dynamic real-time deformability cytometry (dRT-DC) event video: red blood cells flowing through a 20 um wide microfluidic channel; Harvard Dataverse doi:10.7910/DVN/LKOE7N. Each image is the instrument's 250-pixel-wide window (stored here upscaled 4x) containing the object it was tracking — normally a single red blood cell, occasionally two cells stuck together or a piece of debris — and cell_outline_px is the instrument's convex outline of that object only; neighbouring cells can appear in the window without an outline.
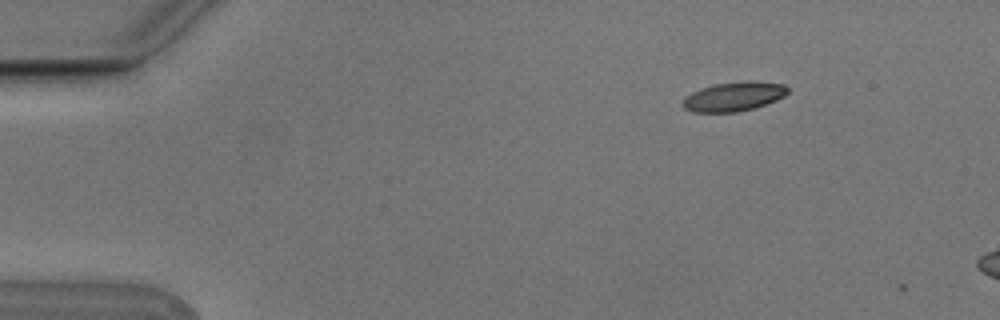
{"species": "Egyptian fruit bat (a non-hibernating species)", "species_latin": "Rousettus aegyptiacus", "temperature_condition": "cold", "stored_images_in_passage": 5, "camera_frame_rate_fps": 3000, "um_per_image_px": 0.085, "animal": {"sex": "male"}, "frame": {"image": 1, "passage_image": 2, "time_ms": 0.333, "image_size_px": [1000, 320], "cell_outline_px": [[788, 92], [784, 96], [776, 100], [752, 108], [736, 112], [692, 112], [684, 108], [680, 104], [684, 96], [700, 88], [716, 84], [748, 80], [784, 84], [788, 88]], "centroid_in_image_um": [62.32, 8.2], "position_along_channel_um": 22.7, "area_um2": 17.92}}